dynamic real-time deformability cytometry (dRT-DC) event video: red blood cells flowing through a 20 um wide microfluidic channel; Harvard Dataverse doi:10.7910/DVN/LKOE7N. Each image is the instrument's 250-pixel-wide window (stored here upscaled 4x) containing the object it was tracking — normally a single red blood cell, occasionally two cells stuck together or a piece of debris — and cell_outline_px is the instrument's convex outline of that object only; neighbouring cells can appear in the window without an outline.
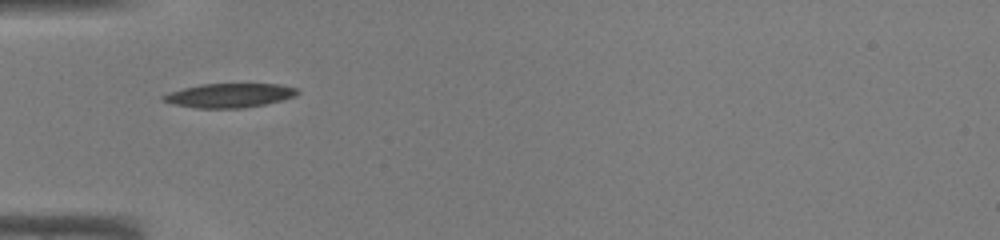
{"species": "common noctule bat (a hibernating species)", "species_latin": "Nyctalus noctula", "temperature_condition": "warm", "stored_images_in_passage": 33, "camera_frame_rate_fps": 3000, "um_per_image_px": 0.085, "animal": {"sex": "male", "body_mass_g": 19.0, "forearm_length_mm": 50.8}, "frame": {"image": 1, "passage_image": 1, "time_ms": 0.0, "image_size_px": [1000, 240], "cell_outline_px": [[300, 92], [296, 96], [264, 104], [244, 108], [196, 108], [172, 104], [160, 100], [160, 96], [168, 92], [200, 84], [280, 84], [296, 88]], "centroid_in_image_um": [19.45, 8.11], "position_along_channel_um": 65.5, "area_um2": 18.96}}
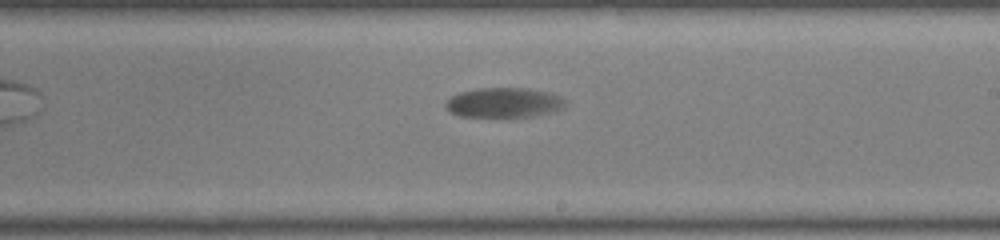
{"frame": {"image": 2, "passage_image": 14, "time_ms": 4.333, "image_size_px": [1000, 240], "cell_outline_px": [[564, 108], [532, 116], [460, 116], [444, 108], [444, 104], [452, 96], [460, 92], [476, 88], [528, 88], [548, 92], [560, 96], [564, 100]], "centroid_in_image_um": [42.8, 8.7], "position_along_channel_um": 246.2, "area_um2": 20.52}}
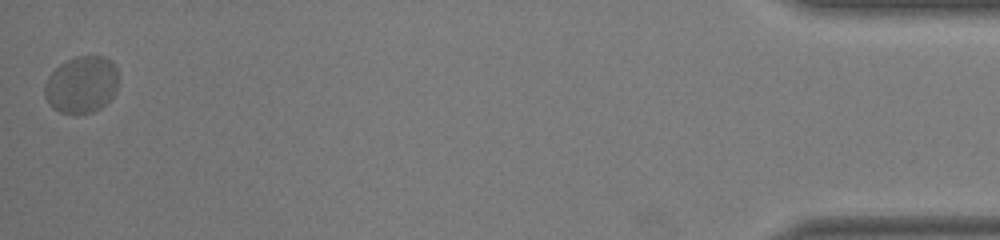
{"frame": {"image": 3, "passage_image": 33, "time_ms": 10.667, "image_size_px": [1000, 240], "cell_outline_px": [[120, 76], [116, 92], [100, 108], [92, 112], [60, 112], [52, 108], [48, 104], [44, 96], [44, 84], [48, 76], [60, 64], [76, 56], [104, 56], [112, 60], [116, 64]], "centroid_in_image_um": [6.96, 7.16], "position_along_channel_um": 428.2, "area_um2": 24.74}}